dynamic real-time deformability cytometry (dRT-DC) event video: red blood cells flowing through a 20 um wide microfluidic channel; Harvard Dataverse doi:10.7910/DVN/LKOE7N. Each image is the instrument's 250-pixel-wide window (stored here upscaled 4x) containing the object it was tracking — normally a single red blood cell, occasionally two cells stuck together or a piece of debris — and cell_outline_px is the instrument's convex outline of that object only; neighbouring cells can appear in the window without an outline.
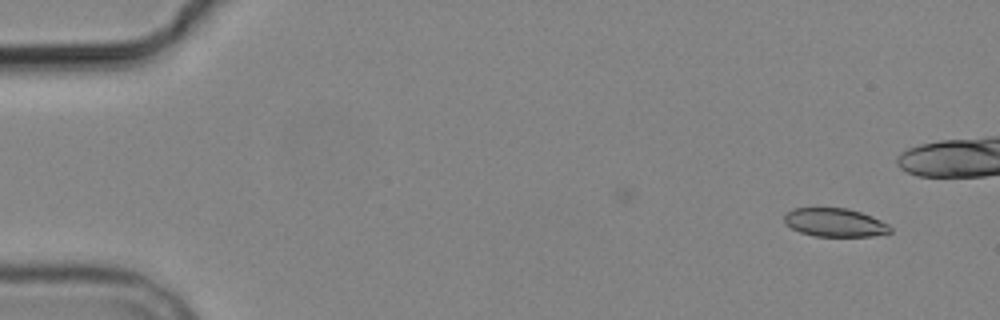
{"species": "common noctule bat (a hibernating species)", "species_latin": "Nyctalus noctula", "temperature_condition": "cold", "stored_images_in_passage": 9, "camera_frame_rate_fps": 3000, "um_per_image_px": 0.085, "animal": {"sex": "male", "body_mass_g": 19.2, "forearm_length_mm": 51.8}, "frame": {"image": 1, "passage_image": 1, "time_ms": 0.0, "image_size_px": [1000, 320], "cell_outline_px": [[892, 232], [872, 236], [816, 236], [800, 232], [784, 224], [784, 216], [792, 208], [848, 208], [872, 216], [888, 224], [892, 228]], "centroid_in_image_um": [70.96, 18.91], "position_along_channel_um": 14.0, "area_um2": 17.57}}
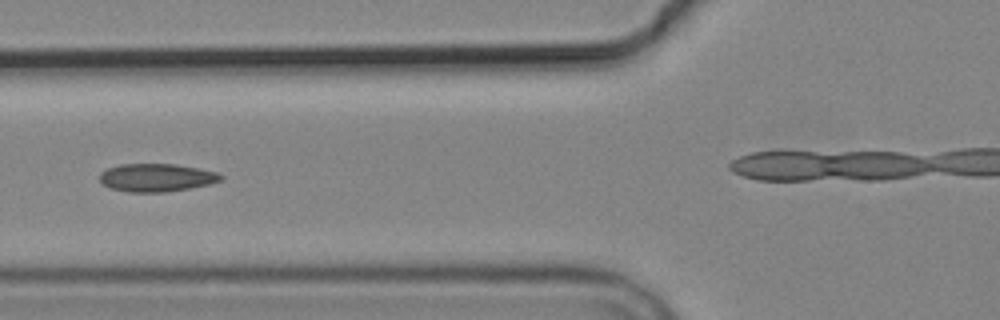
{"frame": {"image": 2, "passage_image": 4, "time_ms": 6.0, "image_size_px": [1000, 320], "cell_outline_px": [[224, 176], [220, 180], [208, 184], [188, 188], [164, 192], [128, 192], [108, 188], [100, 180], [100, 172], [108, 168], [120, 164], [176, 164], [200, 168], [216, 172]], "centroid_in_image_um": [13.27, 15.09], "position_along_channel_um": 112.5, "area_um2": 19.71}}